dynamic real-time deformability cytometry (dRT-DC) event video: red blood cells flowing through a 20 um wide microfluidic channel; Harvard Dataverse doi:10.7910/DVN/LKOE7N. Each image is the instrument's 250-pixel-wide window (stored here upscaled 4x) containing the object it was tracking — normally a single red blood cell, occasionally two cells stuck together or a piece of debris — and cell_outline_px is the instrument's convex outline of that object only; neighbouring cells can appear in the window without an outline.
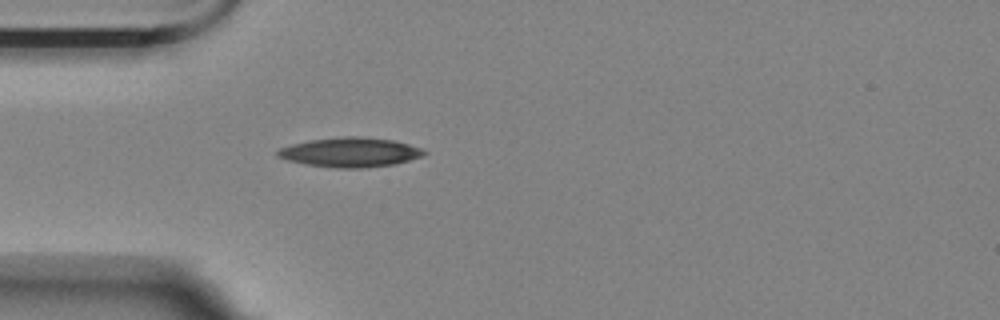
{"species": "Egyptian fruit bat (a non-hibernating species)", "species_latin": "Rousettus aegyptiacus", "temperature_condition": "room temperature", "stored_images_in_passage": 39, "camera_frame_rate_fps": 3000, "um_per_image_px": 0.085, "animal": {"sex": "female"}, "frame": {"image": 1, "passage_image": 1, "time_ms": 0.0, "image_size_px": [1000, 320], "cell_outline_px": [[428, 152], [424, 156], [392, 164], [360, 168], [336, 168], [304, 164], [288, 160], [276, 156], [276, 152], [280, 148], [292, 144], [308, 140], [344, 136], [360, 136], [392, 140], [408, 144], [420, 148]], "centroid_in_image_um": [29.74, 12.94], "position_along_channel_um": 55.3, "area_um2": 25.09}}
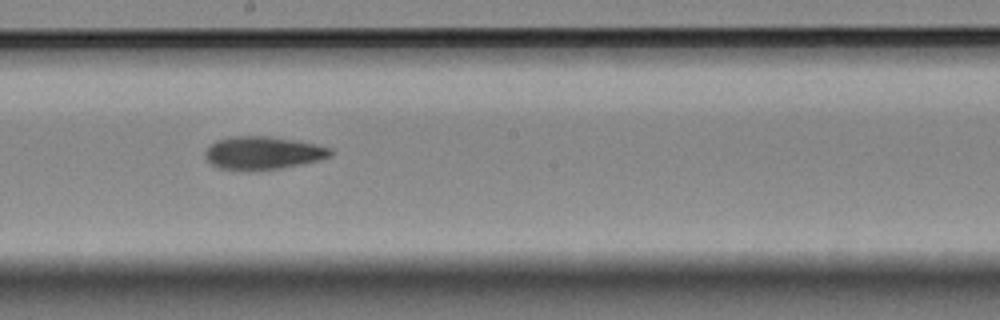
{"frame": {"image": 2, "passage_image": 16, "time_ms": 5.0, "image_size_px": [1000, 320], "cell_outline_px": [[332, 156], [320, 160], [280, 168], [220, 168], [212, 164], [204, 156], [204, 152], [216, 140], [232, 136], [268, 136], [296, 140], [332, 148]], "centroid_in_image_um": [22.39, 12.96], "position_along_channel_um": 225.8, "area_um2": 23.41}}
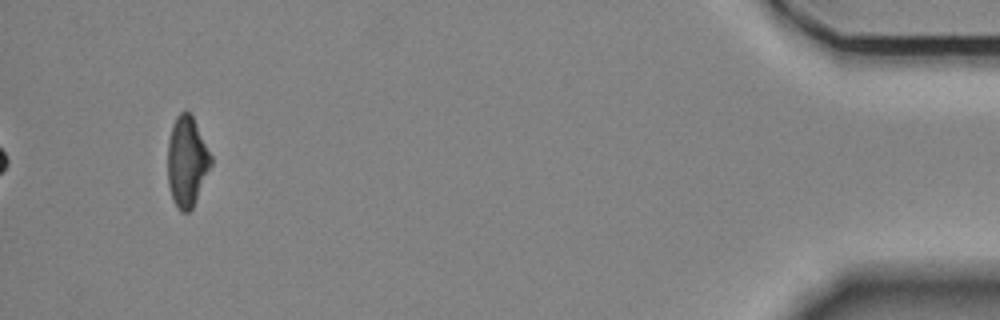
{"frame": {"image": 3, "passage_image": 39, "time_ms": 12.667, "image_size_px": [1000, 320], "cell_outline_px": [[212, 164], [192, 208], [188, 212], [180, 212], [176, 208], [172, 200], [168, 184], [168, 140], [172, 124], [176, 116], [180, 112], [188, 112], [192, 116], [212, 156]], "centroid_in_image_um": [15.87, 13.75], "position_along_channel_um": 419.3, "area_um2": 22.72}, "authors_computed_cell_mechanics": {"area_um2": 23.5246, "velocity_mm_per_s": 3.4869, "shape_relaxation_time_tau1_ms": 4.8848, "shape_relaxation_time_tau2_ms": 4.4128, "deformation_change_tau1": 0.1643, "deformation_change_tau2": 0.1238}}